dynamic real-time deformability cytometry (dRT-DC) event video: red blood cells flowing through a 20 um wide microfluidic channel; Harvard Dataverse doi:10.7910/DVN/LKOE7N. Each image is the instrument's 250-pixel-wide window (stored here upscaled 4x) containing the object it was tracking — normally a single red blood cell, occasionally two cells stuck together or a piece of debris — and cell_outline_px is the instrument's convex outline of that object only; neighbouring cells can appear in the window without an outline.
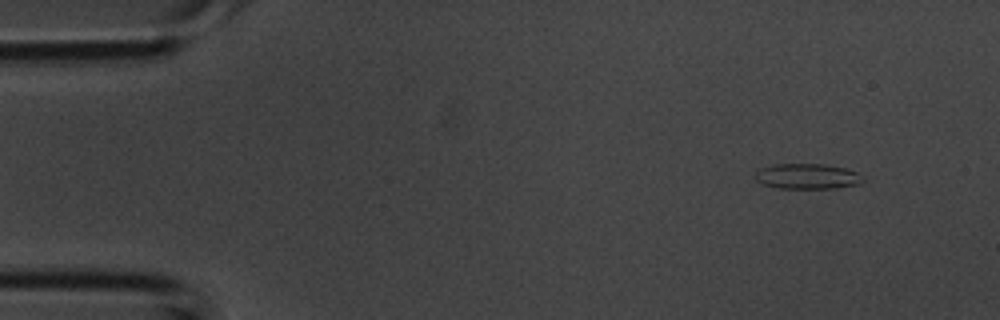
{"species": "common noctule bat (a hibernating species)", "species_latin": "Nyctalus noctula", "temperature_condition": "room temperature", "stored_images_in_passage": 3, "camera_frame_rate_fps": 3000, "um_per_image_px": 0.085, "animal": {"sex": "male", "body_mass_g": 20.1, "forearm_length_mm": 53.5}, "frame": {"image": 1, "passage_image": 1, "time_ms": 0.0, "image_size_px": [1000, 320], "cell_outline_px": [[864, 180], [860, 184], [836, 188], [780, 188], [764, 184], [756, 180], [756, 172], [760, 168], [772, 164], [824, 164], [844, 168], [856, 172], [864, 176]], "centroid_in_image_um": [68.65, 14.98], "position_along_channel_um": 16.4, "area_um2": 15.9}}